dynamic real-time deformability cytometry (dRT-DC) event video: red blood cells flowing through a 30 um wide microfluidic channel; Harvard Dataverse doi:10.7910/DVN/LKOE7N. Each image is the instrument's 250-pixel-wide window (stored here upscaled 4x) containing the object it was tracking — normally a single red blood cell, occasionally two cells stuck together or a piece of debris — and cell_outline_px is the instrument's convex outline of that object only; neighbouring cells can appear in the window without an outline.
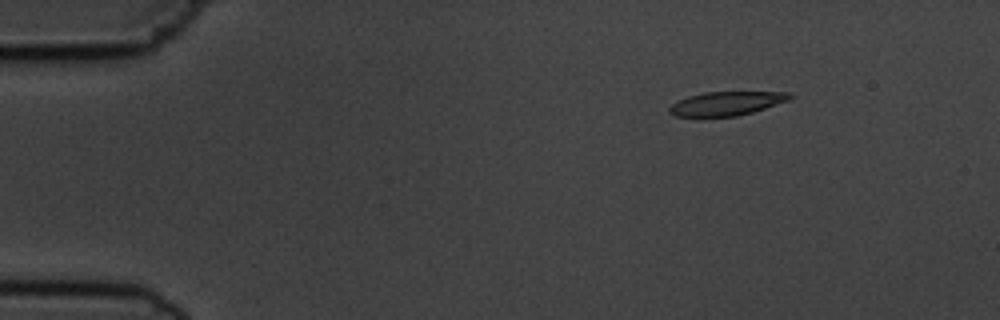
{"species": "common noctule bat (a hibernating species)", "species_latin": "Nyctalus noctula", "temperature_condition": "cold", "stored_images_in_passage": 7, "camera_frame_rate_fps": 3000, "um_per_image_px": 0.085, "animal": {"sex": "male", "body_mass_g": 19.5, "forearm_length_mm": 54.6}, "frame": {"image": 1, "passage_image": 2, "time_ms": 2.0, "image_size_px": [1000, 320], "cell_outline_px": [[796, 96], [792, 100], [752, 112], [736, 116], [700, 120], [676, 116], [668, 112], [668, 108], [672, 104], [688, 96], [704, 92], [792, 92]], "centroid_in_image_um": [61.74, 8.84], "position_along_channel_um": 23.3, "area_um2": 17.69}}
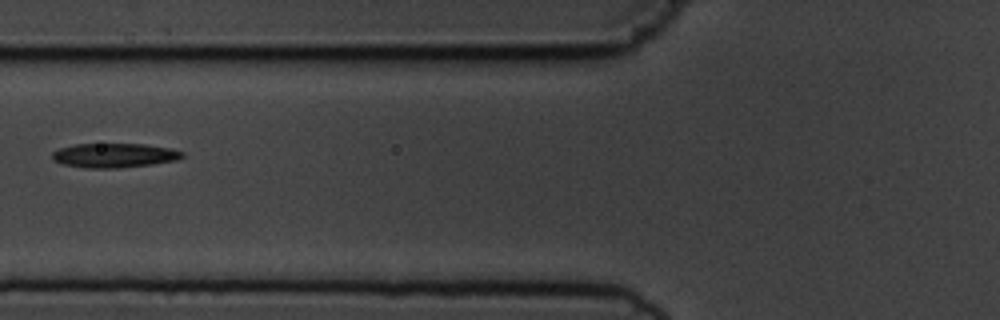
{"frame": {"image": 2, "passage_image": 6, "time_ms": 6.667, "image_size_px": [1000, 320], "cell_outline_px": [[184, 156], [176, 160], [152, 164], [120, 168], [84, 168], [64, 164], [52, 160], [52, 152], [60, 148], [76, 144], [144, 144], [172, 148], [184, 152]], "centroid_in_image_um": [9.72, 13.21], "position_along_channel_um": 116.1, "area_um2": 18.5}}
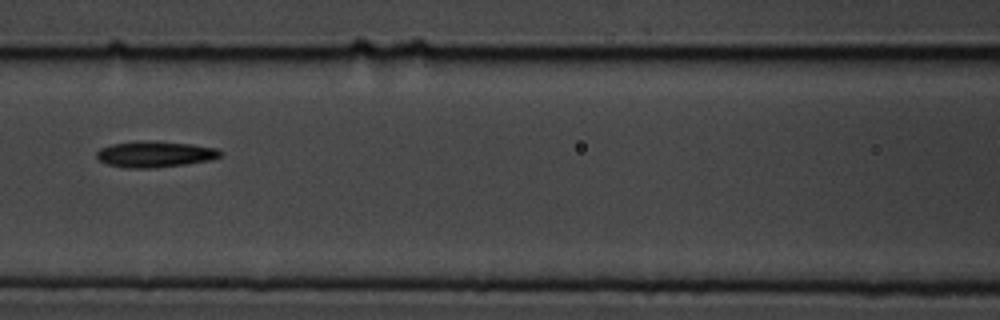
{"frame": {"image": 3, "passage_image": 7, "time_ms": 7.667, "image_size_px": [1000, 320], "cell_outline_px": [[224, 152], [220, 156], [212, 160], [156, 168], [128, 168], [108, 164], [100, 160], [96, 156], [96, 152], [100, 148], [112, 144], [140, 140], [192, 144], [216, 148]], "centroid_in_image_um": [13.18, 13.1], "position_along_channel_um": 153.4, "area_um2": 18.79}}